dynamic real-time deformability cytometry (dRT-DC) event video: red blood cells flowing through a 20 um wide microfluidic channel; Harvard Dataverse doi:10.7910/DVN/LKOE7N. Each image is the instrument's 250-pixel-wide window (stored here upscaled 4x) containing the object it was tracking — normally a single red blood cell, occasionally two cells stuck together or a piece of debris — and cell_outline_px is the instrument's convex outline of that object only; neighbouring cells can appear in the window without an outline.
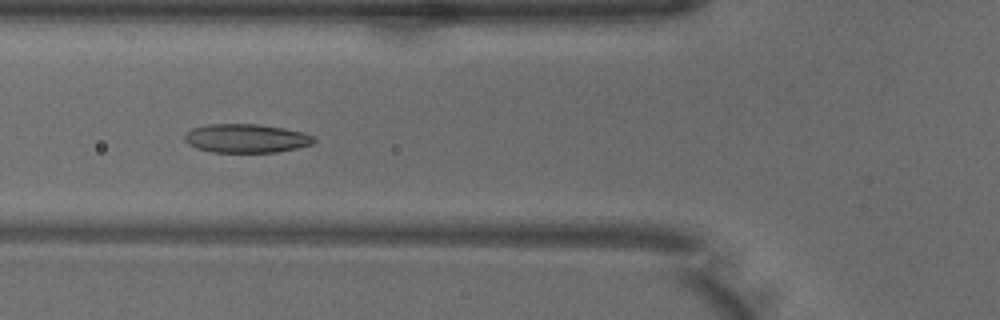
{"species": "common noctule bat (a hibernating species)", "species_latin": "Nyctalus noctula", "temperature_condition": "warm", "stored_images_in_passage": 31, "camera_frame_rate_fps": 3000, "um_per_image_px": 0.085, "animal": {"sex": "male", "body_mass_g": 18.8}, "frame": {"image": 1, "passage_image": 7, "time_ms": 2.0, "image_size_px": [1000, 320], "cell_outline_px": [[316, 140], [312, 144], [296, 148], [276, 152], [212, 152], [196, 148], [188, 144], [184, 140], [184, 136], [192, 128], [208, 124], [260, 124], [284, 128], [304, 132], [316, 136]], "centroid_in_image_um": [20.95, 11.75], "position_along_channel_um": 104.9, "area_um2": 21.79}}
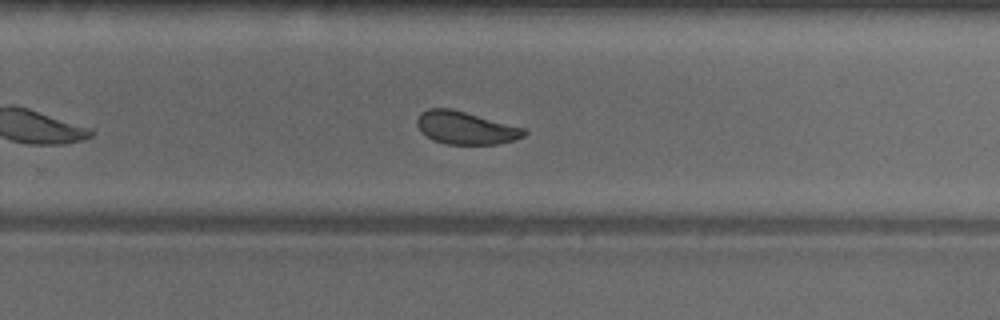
{"frame": {"image": 2, "passage_image": 21, "time_ms": 6.667, "image_size_px": [1000, 320], "cell_outline_px": [[528, 132], [524, 136], [512, 140], [496, 144], [448, 144], [432, 140], [420, 132], [416, 124], [416, 120], [420, 112], [428, 108], [448, 108], [464, 112], [524, 128]], "centroid_in_image_um": [39.51, 10.87], "position_along_channel_um": 290.3, "area_um2": 20.29}}
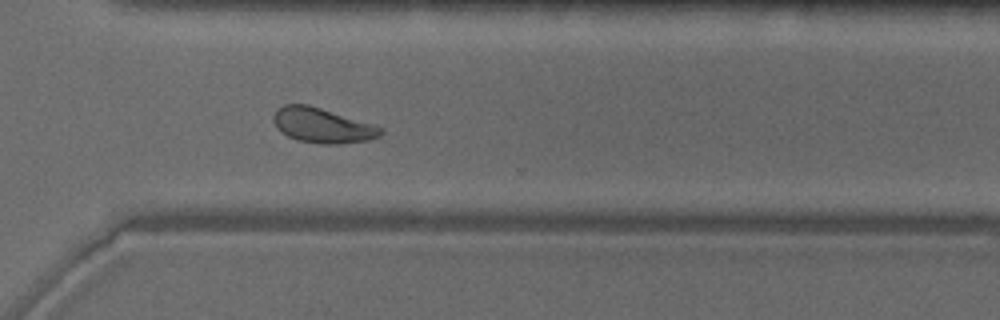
{"frame": {"image": 3, "passage_image": 25, "time_ms": 8.0, "image_size_px": [1000, 320], "cell_outline_px": [[384, 132], [380, 136], [368, 140], [340, 144], [320, 144], [296, 140], [288, 136], [272, 120], [272, 116], [284, 104], [308, 104], [372, 124], [384, 128]], "centroid_in_image_um": [27.43, 10.67], "position_along_channel_um": 343.2, "area_um2": 21.56}, "authors_computed_cell_mechanics": {"area_um2": 21.386, "velocity_mm_per_s": 3.9776, "shape_relaxation_time_tau1_ms": 5.4415, "shape_relaxation_time_tau2_ms": 1.8361, "deformation_change_tau1": 0.147, "deformation_change_tau2": 0.0781}}